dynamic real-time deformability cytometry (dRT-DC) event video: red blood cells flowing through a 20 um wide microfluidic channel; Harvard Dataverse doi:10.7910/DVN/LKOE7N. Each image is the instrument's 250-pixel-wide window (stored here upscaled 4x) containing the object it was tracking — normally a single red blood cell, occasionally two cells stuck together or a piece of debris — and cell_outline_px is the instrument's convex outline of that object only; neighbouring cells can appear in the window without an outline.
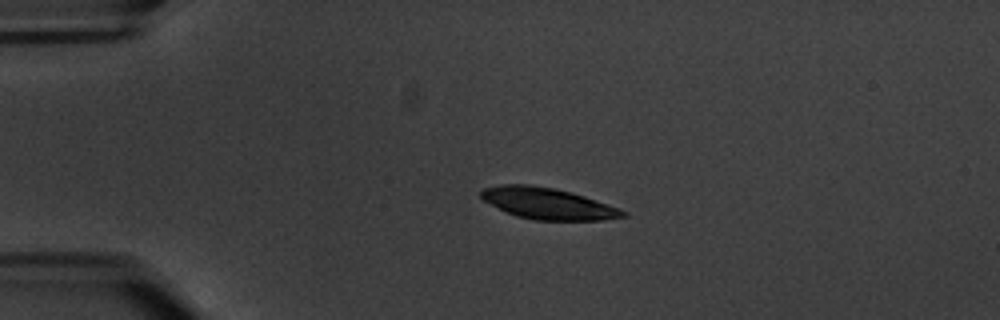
{"species": "common noctule bat (a hibernating species)", "species_latin": "Nyctalus noctula", "temperature_condition": "warm", "stored_images_in_passage": 3, "camera_frame_rate_fps": 3000, "um_per_image_px": 0.085, "animal": {"sex": "male", "body_mass_g": 20.1, "forearm_length_mm": 53.5}, "frame": {"image": 1, "passage_image": 2, "time_ms": 1.0, "image_size_px": [1000, 320], "cell_outline_px": [[628, 216], [604, 220], [532, 220], [516, 216], [484, 200], [480, 196], [480, 192], [484, 188], [500, 184], [528, 184], [552, 188], [584, 196], [620, 208], [628, 212]], "centroid_in_image_um": [46.6, 17.3], "position_along_channel_um": 38.4, "area_um2": 25.72}}